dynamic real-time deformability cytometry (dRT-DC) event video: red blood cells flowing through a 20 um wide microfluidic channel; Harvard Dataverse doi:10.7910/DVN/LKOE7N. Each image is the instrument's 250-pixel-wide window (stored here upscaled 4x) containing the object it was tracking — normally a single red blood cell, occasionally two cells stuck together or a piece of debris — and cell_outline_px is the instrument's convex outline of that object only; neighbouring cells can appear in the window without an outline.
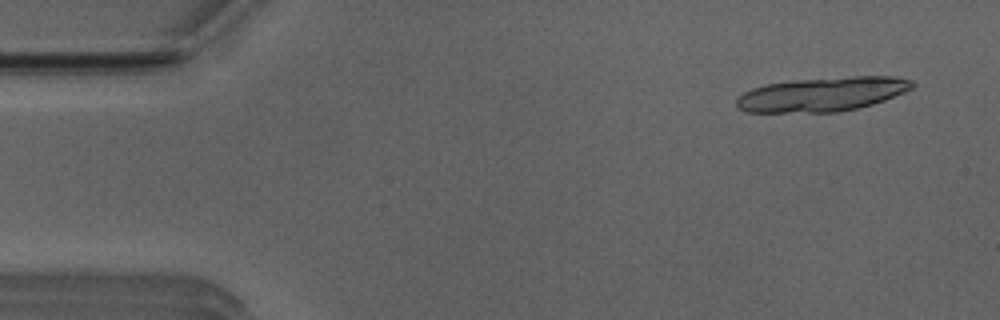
{"species": "Egyptian fruit bat (a non-hibernating species)", "species_latin": "Rousettus aegyptiacus", "temperature_condition": "room temperature", "stored_images_in_passage": 18, "camera_frame_rate_fps": 3000, "um_per_image_px": 0.085, "animal": {"sex": "male"}, "frame": {"image": 1, "passage_image": 3, "time_ms": 0.667, "image_size_px": [1000, 320], "cell_outline_px": [[916, 84], [912, 88], [904, 92], [884, 100], [872, 104], [856, 108], [836, 112], [748, 112], [740, 108], [736, 104], [736, 100], [744, 92], [752, 88], [768, 84], [796, 80], [852, 76], [896, 76], [912, 80]], "centroid_in_image_um": [69.93, 8.0], "position_along_channel_um": 15.1, "area_um2": 34.8}}